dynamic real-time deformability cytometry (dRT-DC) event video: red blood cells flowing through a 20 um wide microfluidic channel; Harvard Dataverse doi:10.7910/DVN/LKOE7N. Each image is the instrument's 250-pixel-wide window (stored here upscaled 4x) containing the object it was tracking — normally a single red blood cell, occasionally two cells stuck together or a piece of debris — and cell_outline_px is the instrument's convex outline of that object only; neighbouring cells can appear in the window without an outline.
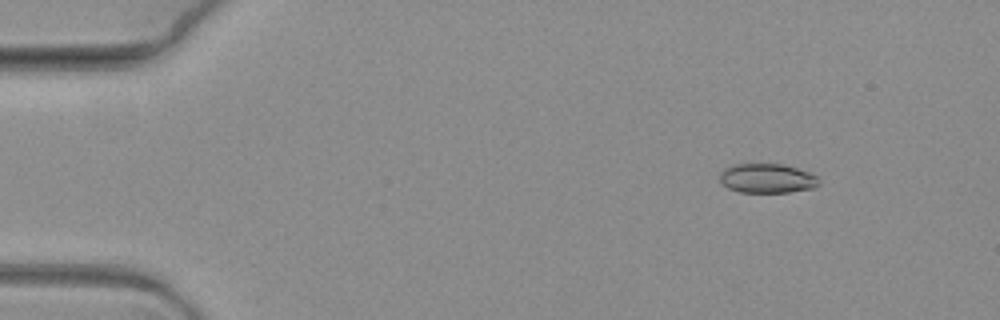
{"species": "common noctule bat (a hibernating species)", "species_latin": "Nyctalus noctula", "temperature_condition": "warm", "stored_images_in_passage": 6, "camera_frame_rate_fps": 3000, "um_per_image_px": 0.085, "animal": {"sex": "female", "body_mass_g": 19.3, "forearm_length_mm": 54.1}, "frame": {"image": 1, "passage_image": 2, "time_ms": 0.333, "image_size_px": [1000, 320], "cell_outline_px": [[820, 184], [816, 188], [788, 192], [740, 192], [728, 188], [720, 180], [720, 172], [724, 168], [732, 164], [784, 164], [808, 172], [816, 176], [820, 180]], "centroid_in_image_um": [65.22, 15.16], "position_along_channel_um": 19.8, "area_um2": 17.05}}